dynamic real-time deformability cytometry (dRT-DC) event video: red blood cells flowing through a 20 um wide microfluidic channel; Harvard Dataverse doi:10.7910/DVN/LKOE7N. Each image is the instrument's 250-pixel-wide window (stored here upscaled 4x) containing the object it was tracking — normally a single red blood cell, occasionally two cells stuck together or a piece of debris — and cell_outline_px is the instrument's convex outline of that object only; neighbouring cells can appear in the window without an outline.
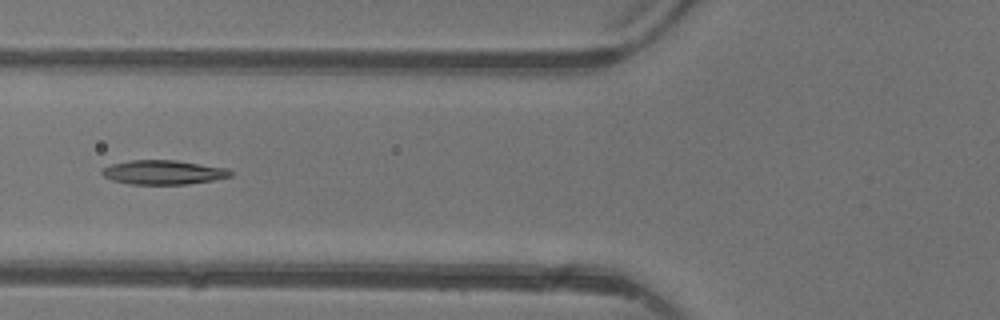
{"species": "common noctule bat (a hibernating species)", "species_latin": "Nyctalus noctula", "temperature_condition": "warm", "stored_images_in_passage": 6, "camera_frame_rate_fps": 3000, "um_per_image_px": 0.085, "animal": {"sex": "female"}, "frame": {"image": 1, "passage_image": 6, "time_ms": 5.667, "image_size_px": [1000, 320], "cell_outline_px": [[232, 176], [212, 180], [188, 184], [132, 184], [112, 180], [104, 176], [100, 172], [104, 168], [112, 164], [132, 160], [176, 160], [228, 168], [232, 172]], "centroid_in_image_um": [13.91, 14.64], "position_along_channel_um": 111.9, "area_um2": 18.03}}